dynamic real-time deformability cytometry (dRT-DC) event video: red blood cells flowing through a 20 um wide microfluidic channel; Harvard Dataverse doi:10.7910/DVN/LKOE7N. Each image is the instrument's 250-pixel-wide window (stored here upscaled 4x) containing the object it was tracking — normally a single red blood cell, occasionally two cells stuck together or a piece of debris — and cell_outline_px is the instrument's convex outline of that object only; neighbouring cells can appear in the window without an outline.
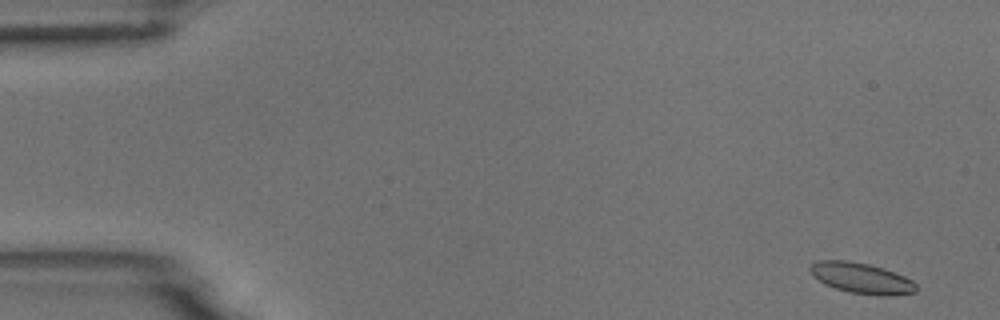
{"species": "common noctule bat (a hibernating species)", "species_latin": "Nyctalus noctula", "temperature_condition": "room temperature", "stored_images_in_passage": 5, "camera_frame_rate_fps": 3000, "um_per_image_px": 0.085, "animal": {"sex": "male", "body_mass_g": 18.8}, "frame": {"image": 1, "passage_image": 1, "time_ms": 0.0, "image_size_px": [1000, 320], "cell_outline_px": [[916, 292], [888, 296], [880, 296], [848, 292], [824, 284], [812, 276], [808, 268], [816, 260], [848, 260], [868, 264], [884, 268], [904, 276], [912, 280], [916, 284]], "centroid_in_image_um": [73.2, 23.64], "position_along_channel_um": 11.8, "area_um2": 19.13}}
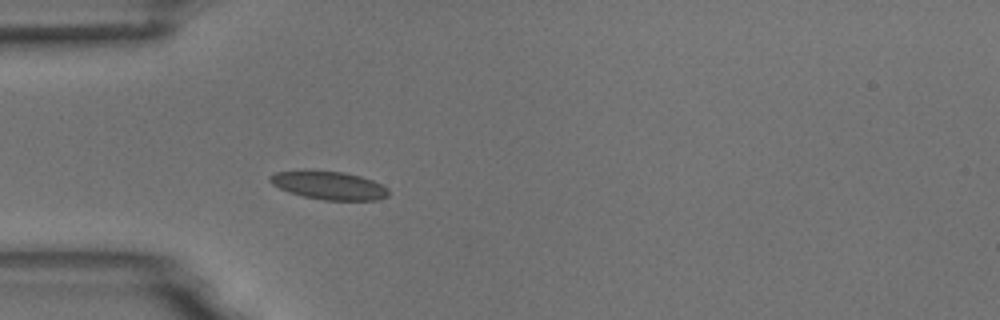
{"frame": {"image": 2, "passage_image": 5, "time_ms": 1.333, "image_size_px": [1000, 320], "cell_outline_px": [[388, 196], [376, 200], [324, 200], [304, 196], [288, 192], [272, 184], [268, 180], [268, 176], [276, 172], [304, 168], [344, 172], [360, 176], [372, 180], [388, 188]], "centroid_in_image_um": [27.89, 15.72], "position_along_channel_um": 57.1, "area_um2": 19.94}}